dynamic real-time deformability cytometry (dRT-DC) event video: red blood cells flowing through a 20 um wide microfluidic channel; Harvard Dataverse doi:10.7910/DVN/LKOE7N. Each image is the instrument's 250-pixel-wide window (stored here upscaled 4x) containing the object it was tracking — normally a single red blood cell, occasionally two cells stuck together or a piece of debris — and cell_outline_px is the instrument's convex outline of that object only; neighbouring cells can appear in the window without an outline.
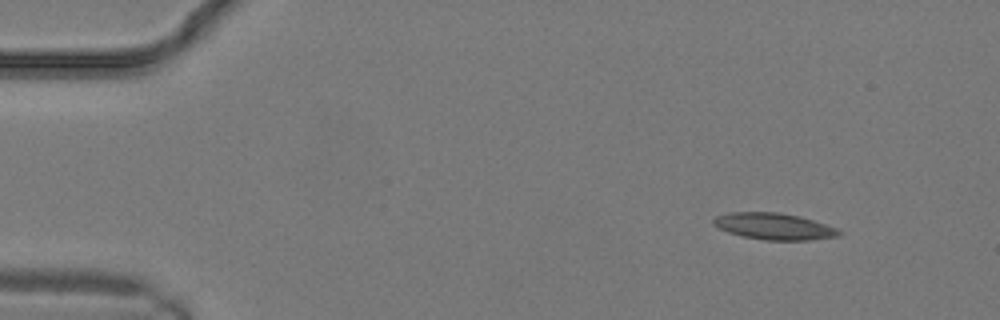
{"species": "common noctule bat (a hibernating species)", "species_latin": "Nyctalus noctula", "temperature_condition": "warm", "stored_images_in_passage": 9, "segment_of_instrument_passage": [2, 2], "camera_frame_rate_fps": 3000, "um_per_image_px": 0.085, "animal": {"sex": "male", "body_mass_g": 19.2, "forearm_length_mm": 51.8}, "frame": {"image": 1, "passage_image": 9, "time_ms": 2.667, "image_size_px": [1000, 320], "cell_outline_px": [[844, 232], [840, 236], [808, 240], [764, 240], [744, 236], [728, 232], [712, 224], [712, 220], [716, 216], [728, 212], [776, 212], [800, 216], [836, 228]], "centroid_in_image_um": [65.79, 19.24], "position_along_channel_um": 19.2, "area_um2": 19.36}}